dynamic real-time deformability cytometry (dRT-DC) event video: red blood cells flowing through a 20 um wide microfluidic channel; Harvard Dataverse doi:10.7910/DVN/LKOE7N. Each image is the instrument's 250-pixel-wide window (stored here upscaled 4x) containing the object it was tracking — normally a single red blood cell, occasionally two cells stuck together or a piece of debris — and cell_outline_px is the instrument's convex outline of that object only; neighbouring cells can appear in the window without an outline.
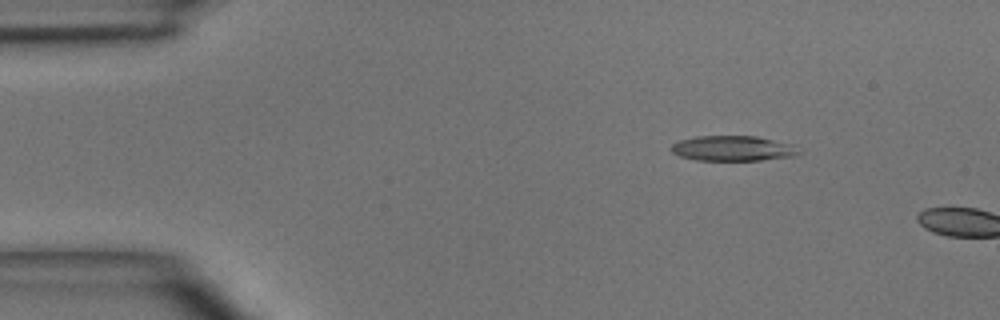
{"species": "common noctule bat (a hibernating species)", "species_latin": "Nyctalus noctula", "temperature_condition": "room temperature", "stored_images_in_passage": 3, "camera_frame_rate_fps": 3000, "um_per_image_px": 0.085, "animal": {"sex": "male", "body_mass_g": 15.6}, "frame": {"image": 1, "passage_image": 2, "time_ms": 1.333, "image_size_px": [1000, 320], "cell_outline_px": [[800, 152], [796, 156], [760, 160], [696, 160], [680, 156], [672, 152], [672, 144], [680, 140], [696, 136], [756, 136], [792, 144]], "centroid_in_image_um": [62.29, 12.61], "position_along_channel_um": 22.7, "area_um2": 18.61}}